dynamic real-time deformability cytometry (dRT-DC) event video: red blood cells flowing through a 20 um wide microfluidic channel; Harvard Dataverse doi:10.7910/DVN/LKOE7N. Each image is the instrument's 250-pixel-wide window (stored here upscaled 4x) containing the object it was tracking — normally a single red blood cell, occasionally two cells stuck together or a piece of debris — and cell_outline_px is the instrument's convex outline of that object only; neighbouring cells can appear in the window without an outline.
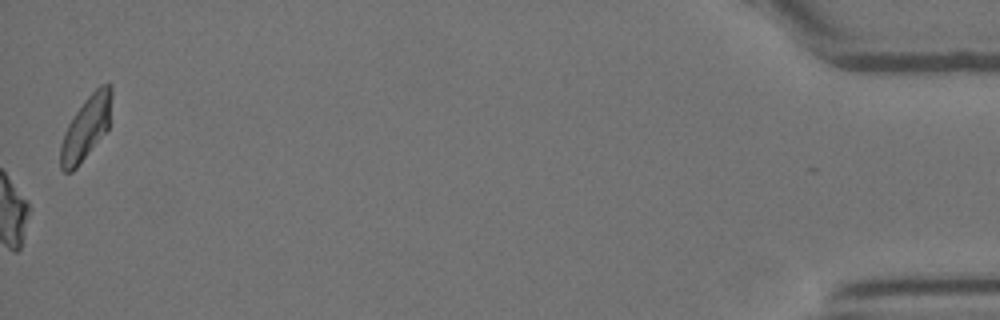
{"species": "Egyptian fruit bat (a non-hibernating species)", "species_latin": "Rousettus aegyptiacus", "temperature_condition": "room temperature", "stored_images_in_passage": 56, "camera_frame_rate_fps": 3000, "um_per_image_px": 0.085, "animal": {"sex": "female"}, "frame": {"image": 1, "passage_image": 56, "time_ms": 18.333, "image_size_px": [1000, 320], "cell_outline_px": [[112, 96], [108, 128], [76, 168], [72, 172], [64, 172], [60, 168], [60, 144], [64, 132], [68, 124], [84, 100], [100, 84], [112, 84]], "centroid_in_image_um": [7.3, 10.85], "position_along_channel_um": 427.9, "area_um2": 18.67}, "authors_computed_cell_mechanics": {"area_um2": 19.0162, "velocity_mm_per_s": 3.6619, "shape_relaxation_time_tau1_ms": 10.3602, "shape_relaxation_time_tau2_ms": 6.0687, "deformation_change_tau1": 0.2324, "deformation_change_tau2": 0.1366}}